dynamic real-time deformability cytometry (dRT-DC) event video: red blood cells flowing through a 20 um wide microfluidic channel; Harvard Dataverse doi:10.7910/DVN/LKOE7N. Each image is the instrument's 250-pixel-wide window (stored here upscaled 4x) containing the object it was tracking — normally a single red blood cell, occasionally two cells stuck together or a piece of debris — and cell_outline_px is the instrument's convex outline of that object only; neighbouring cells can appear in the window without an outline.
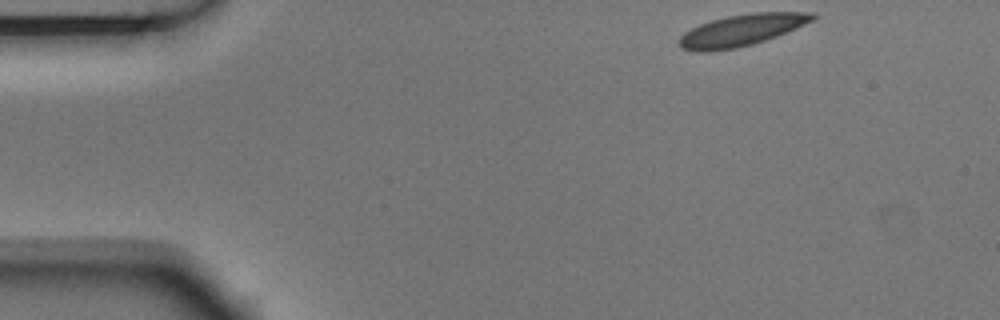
{"species": "Egyptian fruit bat (a non-hibernating species)", "species_latin": "Rousettus aegyptiacus", "temperature_condition": "room temperature", "stored_images_in_passage": 3, "camera_frame_rate_fps": 3000, "um_per_image_px": 0.085, "animal": {"sex": "male"}, "frame": {"image": 1, "passage_image": 1, "time_ms": 0.0, "image_size_px": [1000, 320], "cell_outline_px": [[816, 16], [812, 20], [796, 28], [776, 36], [752, 44], [736, 48], [708, 52], [696, 52], [680, 48], [676, 40], [684, 32], [700, 24], [712, 20], [728, 16], [752, 12], [816, 12]], "centroid_in_image_um": [62.98, 2.57], "position_along_channel_um": 22.0, "area_um2": 24.57}}